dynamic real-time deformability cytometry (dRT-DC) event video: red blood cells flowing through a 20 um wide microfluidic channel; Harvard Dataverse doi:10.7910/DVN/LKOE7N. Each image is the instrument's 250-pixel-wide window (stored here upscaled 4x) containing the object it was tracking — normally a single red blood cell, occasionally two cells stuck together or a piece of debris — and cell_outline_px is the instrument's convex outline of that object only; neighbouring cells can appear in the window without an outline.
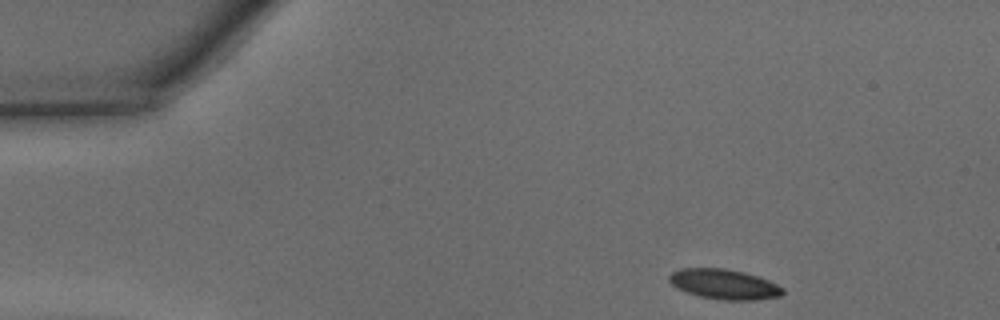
{"species": "common noctule bat (a hibernating species)", "species_latin": "Nyctalus noctula", "temperature_condition": "warm", "stored_images_in_passage": 37, "camera_frame_rate_fps": 3000, "um_per_image_px": 0.085, "animal": {"sex": "male", "body_mass_g": 15.6}, "frame": {"image": 1, "passage_image": 1, "time_ms": 0.0, "image_size_px": [1000, 320], "cell_outline_px": [[784, 292], [780, 296], [752, 300], [724, 300], [700, 296], [676, 288], [668, 280], [668, 276], [672, 272], [680, 268], [724, 268], [744, 272], [760, 276], [784, 288]], "centroid_in_image_um": [61.55, 24.15], "position_along_channel_um": 23.5, "area_um2": 19.88}}
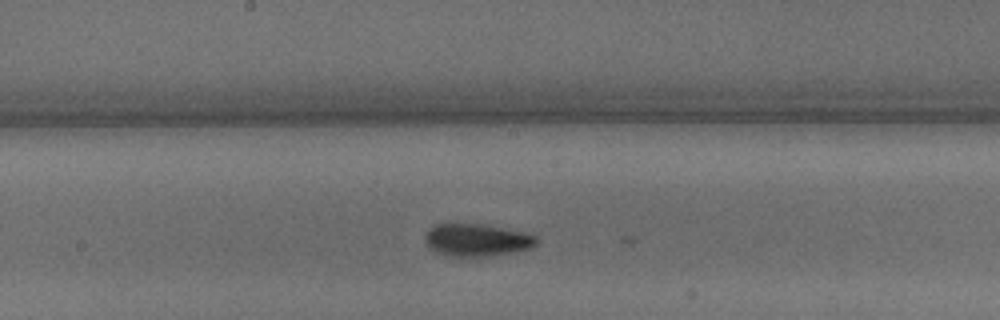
{"frame": {"image": 2, "passage_image": 19, "time_ms": 6.0, "image_size_px": [1000, 320], "cell_outline_px": [[540, 240], [536, 244], [528, 248], [512, 252], [468, 260], [444, 256], [428, 248], [424, 240], [424, 236], [428, 228], [432, 224], [484, 224], [528, 232], [536, 236]], "centroid_in_image_um": [40.47, 20.43], "position_along_channel_um": 207.7, "area_um2": 22.14}}
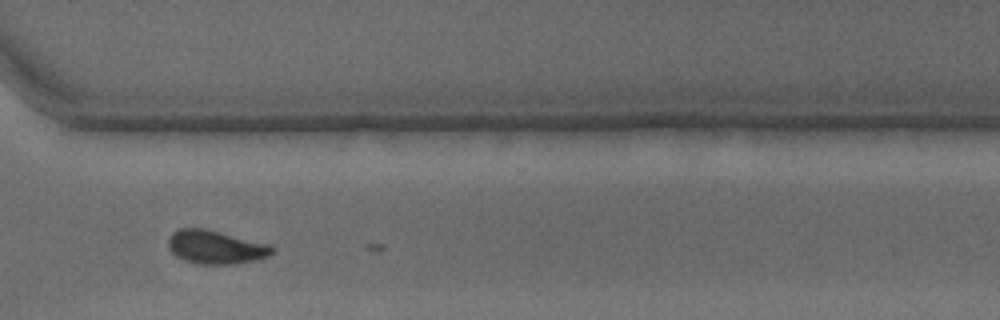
{"frame": {"image": 3, "passage_image": 29, "time_ms": 9.333, "image_size_px": [1000, 320], "cell_outline_px": [[276, 248], [268, 256], [256, 260], [232, 264], [200, 264], [184, 260], [176, 256], [168, 248], [168, 240], [172, 232], [180, 228], [204, 228], [268, 244]], "centroid_in_image_um": [18.31, 21.0], "position_along_channel_um": 352.3, "area_um2": 20.17}}